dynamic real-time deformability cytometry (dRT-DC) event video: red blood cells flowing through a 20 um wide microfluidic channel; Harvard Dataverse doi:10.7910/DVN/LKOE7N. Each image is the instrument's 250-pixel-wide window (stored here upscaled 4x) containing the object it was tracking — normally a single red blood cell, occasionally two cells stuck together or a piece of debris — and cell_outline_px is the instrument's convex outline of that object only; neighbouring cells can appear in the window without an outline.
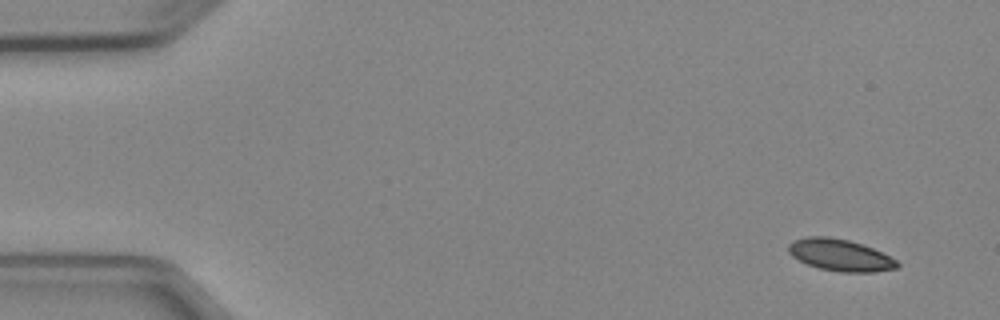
{"species": "Egyptian fruit bat (a non-hibernating species)", "species_latin": "Rousettus aegyptiacus", "temperature_condition": "cold", "stored_images_in_passage": 6, "camera_frame_rate_fps": 3000, "um_per_image_px": 0.085, "animal": {"sex": "female"}, "frame": {"image": 1, "passage_image": 1, "time_ms": 0.0, "image_size_px": [1000, 320], "cell_outline_px": [[900, 264], [896, 268], [872, 272], [840, 272], [820, 268], [808, 264], [792, 256], [788, 252], [788, 244], [792, 240], [808, 236], [828, 236], [848, 240], [872, 248], [896, 260]], "centroid_in_image_um": [71.37, 21.67], "position_along_channel_um": 13.6, "area_um2": 19.94}}
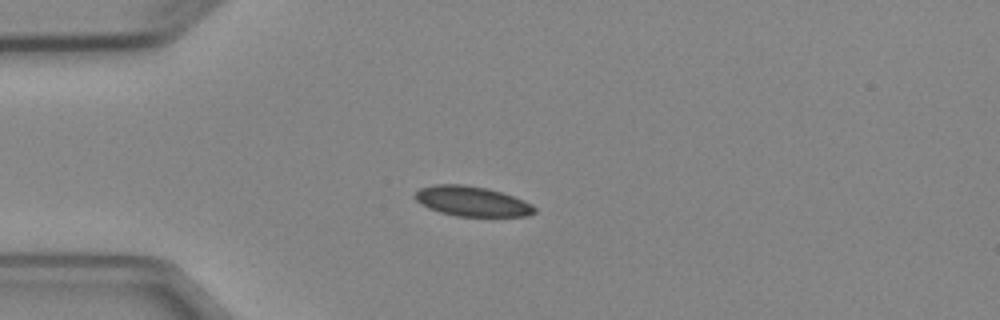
{"frame": {"image": 2, "passage_image": 3, "time_ms": 3.333, "image_size_px": [1000, 320], "cell_outline_px": [[536, 212], [528, 216], [456, 216], [440, 212], [428, 208], [420, 204], [412, 196], [420, 188], [432, 184], [464, 184], [488, 188], [524, 200], [532, 204], [536, 208]], "centroid_in_image_um": [40.09, 17.1], "position_along_channel_um": 44.9, "area_um2": 21.04}}
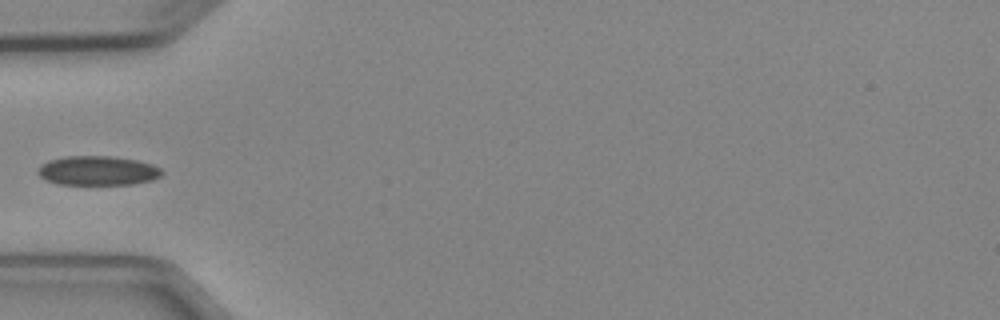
{"frame": {"image": 3, "passage_image": 4, "time_ms": 4.667, "image_size_px": [1000, 320], "cell_outline_px": [[164, 172], [160, 176], [152, 180], [132, 184], [56, 184], [44, 180], [36, 172], [40, 164], [48, 160], [64, 156], [108, 156], [136, 160], [152, 164], [160, 168]], "centroid_in_image_um": [8.26, 14.5], "position_along_channel_um": 76.7, "area_um2": 21.33}}